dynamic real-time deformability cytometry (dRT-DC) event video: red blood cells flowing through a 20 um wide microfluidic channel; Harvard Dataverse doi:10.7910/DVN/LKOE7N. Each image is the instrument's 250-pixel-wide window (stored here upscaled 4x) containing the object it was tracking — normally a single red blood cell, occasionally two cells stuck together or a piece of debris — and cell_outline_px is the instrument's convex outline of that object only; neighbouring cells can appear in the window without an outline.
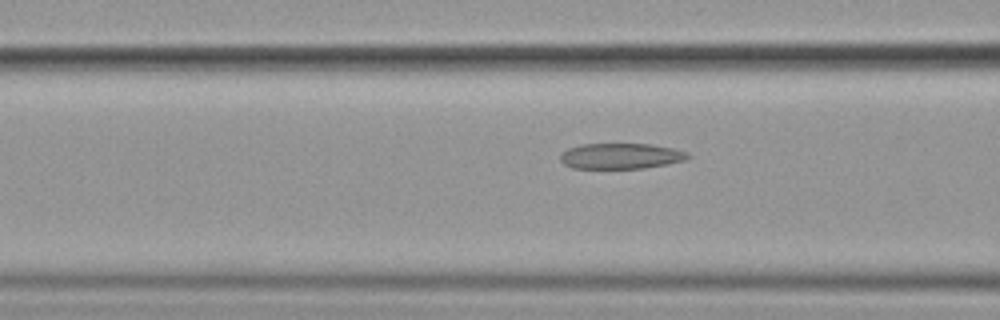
{"species": "common noctule bat (a hibernating species)", "species_latin": "Nyctalus noctula", "temperature_condition": "cold", "stored_images_in_passage": 4, "segment_of_instrument_passage": [2, 2], "camera_frame_rate_fps": 3000, "um_per_image_px": 0.085, "animal": {"sex": "female", "body_mass_g": 19.9}, "frame": {"image": 1, "passage_image": 4, "time_ms": 4.667, "image_size_px": [1000, 320], "cell_outline_px": [[692, 156], [684, 160], [668, 164], [644, 168], [572, 168], [564, 164], [560, 160], [560, 152], [568, 148], [580, 144], [652, 144], [672, 148], [688, 152]], "centroid_in_image_um": [52.76, 13.26], "position_along_channel_um": 113.8, "area_um2": 19.19}}